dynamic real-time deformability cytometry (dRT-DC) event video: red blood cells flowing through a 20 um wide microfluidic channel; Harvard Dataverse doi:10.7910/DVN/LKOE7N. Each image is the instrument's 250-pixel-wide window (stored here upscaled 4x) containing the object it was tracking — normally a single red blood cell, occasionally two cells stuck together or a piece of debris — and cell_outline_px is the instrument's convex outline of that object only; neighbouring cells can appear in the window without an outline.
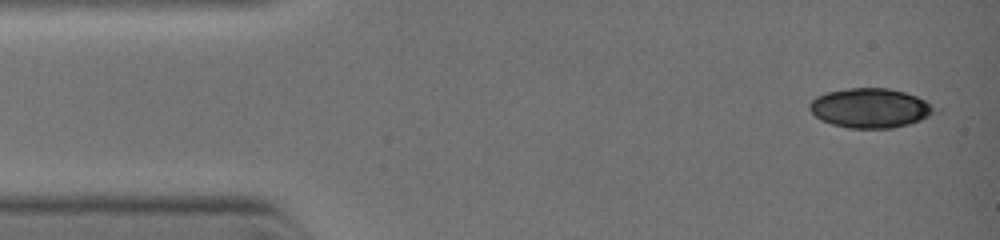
{"species": "common noctule bat (a hibernating species)", "species_latin": "Nyctalus noctula", "temperature_condition": "warm", "stored_images_in_passage": 2, "camera_frame_rate_fps": 3000, "um_per_image_px": 0.085, "animal": {"sex": "female", "body_mass_g": 19.0, "forearm_length_mm": 51.5}, "frame": {"image": 1, "passage_image": 1, "time_ms": 0.0, "image_size_px": [1000, 240], "cell_outline_px": [[932, 112], [928, 116], [920, 120], [908, 124], [892, 128], [848, 128], [832, 124], [820, 120], [808, 108], [808, 104], [816, 96], [824, 92], [848, 88], [888, 88], [904, 92], [916, 96], [924, 100], [932, 108]], "centroid_in_image_um": [73.87, 9.18], "position_along_channel_um": 11.1, "area_um2": 28.5}}